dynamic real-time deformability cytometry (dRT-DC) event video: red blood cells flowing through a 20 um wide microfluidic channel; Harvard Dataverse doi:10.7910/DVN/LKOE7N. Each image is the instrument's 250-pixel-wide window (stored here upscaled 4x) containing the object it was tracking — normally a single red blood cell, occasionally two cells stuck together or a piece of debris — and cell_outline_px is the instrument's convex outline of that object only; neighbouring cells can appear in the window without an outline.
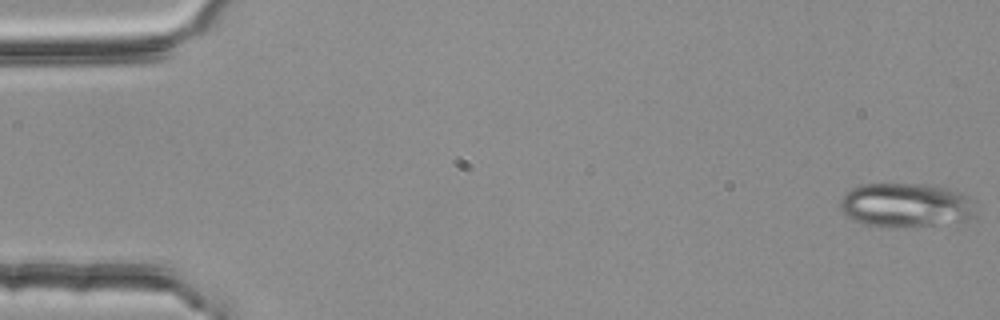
{"species": "common noctule bat (a hibernating species)", "species_latin": "Nyctalus noctula", "temperature_condition": "room temperature", "stored_images_in_passage": 54, "camera_frame_rate_fps": 3000, "um_per_image_px": 0.085, "animal": {"sex": "female", "body_mass_g": 25.1}, "frame": {"image": 1, "passage_image": 1, "time_ms": 0.0, "image_size_px": [1000, 320], "cell_outline_px": [[976, 216], [964, 220], [932, 224], [892, 228], [864, 224], [848, 216], [840, 208], [840, 200], [844, 192], [860, 184], [936, 184], [964, 192], [968, 196]], "centroid_in_image_um": [76.98, 17.41], "position_along_channel_um": 8.0, "area_um2": 34.97}}
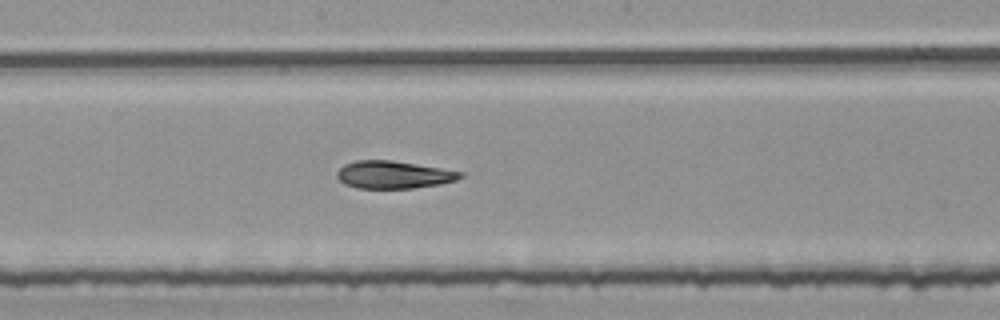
{"frame": {"image": 2, "passage_image": 29, "time_ms": 9.333, "image_size_px": [1000, 320], "cell_outline_px": [[464, 176], [456, 180], [440, 184], [412, 188], [356, 188], [344, 184], [336, 176], [336, 172], [344, 164], [356, 160], [392, 160], [464, 172]], "centroid_in_image_um": [33.43, 14.85], "position_along_channel_um": 214.8, "area_um2": 19.83}}
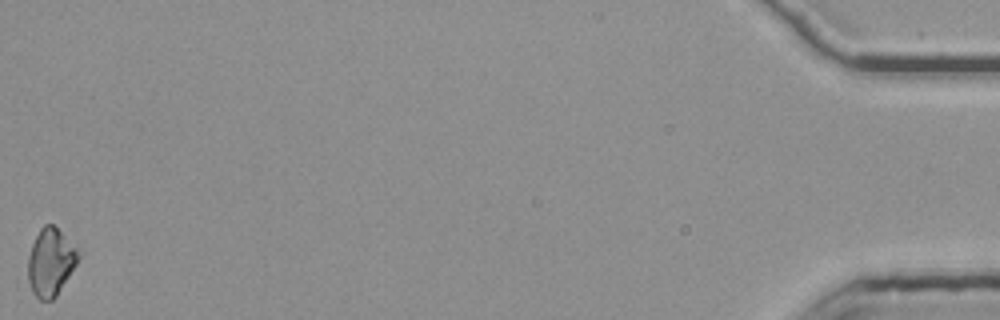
{"frame": {"image": 3, "passage_image": 54, "time_ms": 17.667, "image_size_px": [1000, 320], "cell_outline_px": [[84, 252], [56, 296], [52, 300], [40, 300], [32, 292], [28, 280], [28, 256], [32, 244], [40, 228], [44, 224], [52, 224]], "centroid_in_image_um": [4.34, 22.26], "position_along_channel_um": 430.9, "area_um2": 20.06}, "authors_computed_cell_mechanics": {"area_um2": 20.4034, "velocity_mm_per_s": 3.81, "shape_relaxation_time_tau1_ms": 8.1426, "shape_relaxation_time_tau2_ms": 2.3324, "deformation_change_tau1": 0.196, "deformation_change_tau2": 0.0928}}